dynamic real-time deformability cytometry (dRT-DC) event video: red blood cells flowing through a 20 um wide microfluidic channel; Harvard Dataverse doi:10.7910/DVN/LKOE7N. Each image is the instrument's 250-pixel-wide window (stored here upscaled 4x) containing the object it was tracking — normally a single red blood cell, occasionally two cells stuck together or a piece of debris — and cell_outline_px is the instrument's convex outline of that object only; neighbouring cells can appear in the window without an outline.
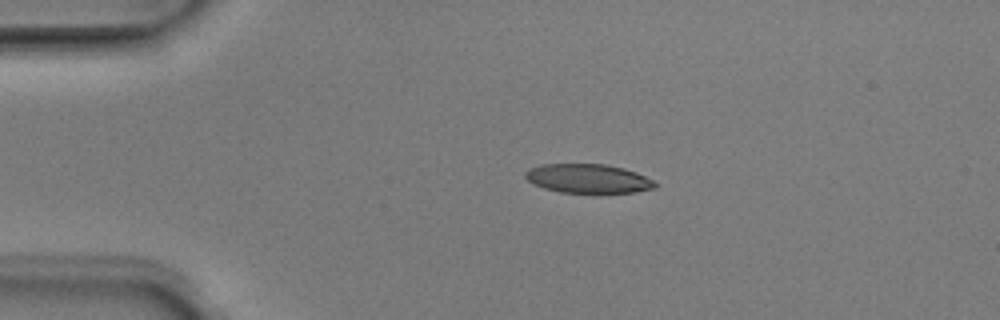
{"species": "Egyptian fruit bat (a non-hibernating species)", "species_latin": "Rousettus aegyptiacus", "temperature_condition": "room temperature", "stored_images_in_passage": 4, "camera_frame_rate_fps": 3000, "um_per_image_px": 0.085, "animal": {"sex": "male"}, "frame": {"image": 1, "passage_image": 2, "time_ms": 0.333, "image_size_px": [1000, 320], "cell_outline_px": [[656, 188], [632, 192], [600, 196], [592, 196], [560, 192], [544, 188], [528, 180], [524, 176], [524, 172], [528, 168], [540, 164], [608, 164], [624, 168], [636, 172], [652, 180], [656, 184]], "centroid_in_image_um": [49.99, 15.22], "position_along_channel_um": 35.0, "area_um2": 22.95}}
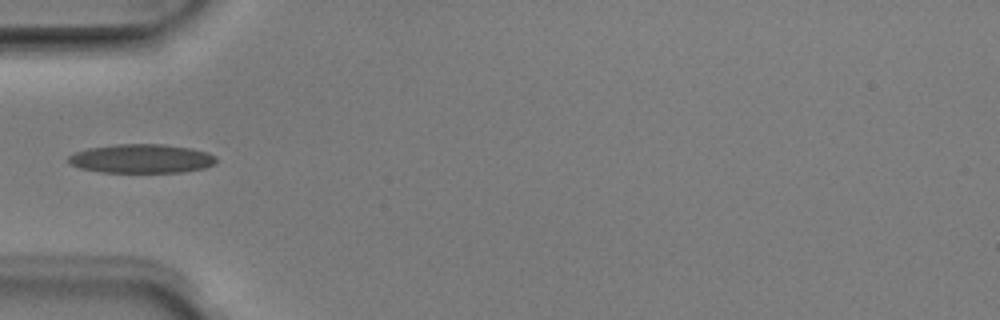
{"frame": {"image": 2, "passage_image": 4, "time_ms": 1.0, "image_size_px": [1000, 320], "cell_outline_px": [[216, 164], [204, 168], [184, 172], [100, 172], [80, 168], [68, 164], [68, 156], [76, 152], [88, 148], [116, 144], [164, 144], [192, 148], [208, 152], [216, 156]], "centroid_in_image_um": [12.04, 13.48], "position_along_channel_um": 73.0, "area_um2": 25.14}}